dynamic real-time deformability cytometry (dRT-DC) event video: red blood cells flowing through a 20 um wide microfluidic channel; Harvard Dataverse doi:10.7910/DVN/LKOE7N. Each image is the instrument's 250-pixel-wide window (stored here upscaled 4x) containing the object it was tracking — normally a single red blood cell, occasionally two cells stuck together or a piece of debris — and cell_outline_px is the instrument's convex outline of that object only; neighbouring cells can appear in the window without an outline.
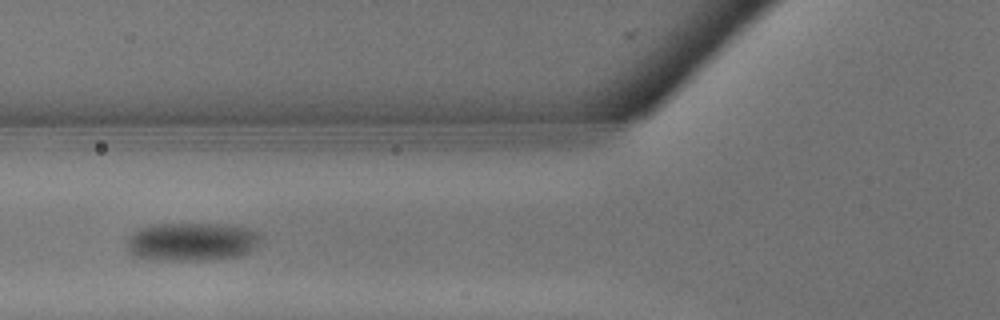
{"species": "common noctule bat (a hibernating species)", "species_latin": "Nyctalus noctula", "temperature_condition": "warm", "stored_images_in_passage": 15, "camera_frame_rate_fps": 3000, "um_per_image_px": 0.085, "animal": {"sex": "male", "body_mass_g": 13.3}, "frame": {"image": 1, "passage_image": 3, "time_ms": 0.667, "image_size_px": [1000, 320], "cell_outline_px": [[264, 236], [248, 252], [240, 256], [200, 260], [160, 260], [132, 256], [128, 252], [128, 240], [140, 228], [152, 224], [224, 224], [248, 228], [264, 232]], "centroid_in_image_um": [16.35, 20.54], "position_along_channel_um": 109.4, "area_um2": 29.94}}
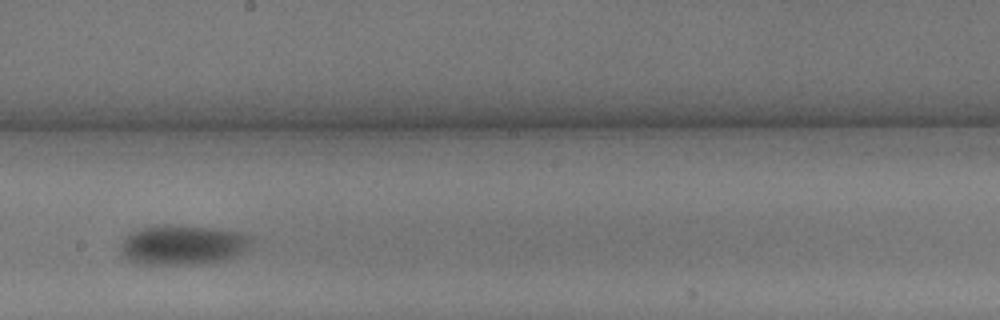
{"frame": {"image": 2, "passage_image": 8, "time_ms": 2.333, "image_size_px": [1000, 320], "cell_outline_px": [[252, 248], [236, 256], [224, 260], [196, 264], [148, 264], [128, 260], [120, 256], [120, 244], [132, 232], [144, 228], [164, 224], [168, 224], [212, 228], [240, 232], [252, 236]], "centroid_in_image_um": [15.58, 20.82], "position_along_channel_um": 232.6, "area_um2": 30.46}}
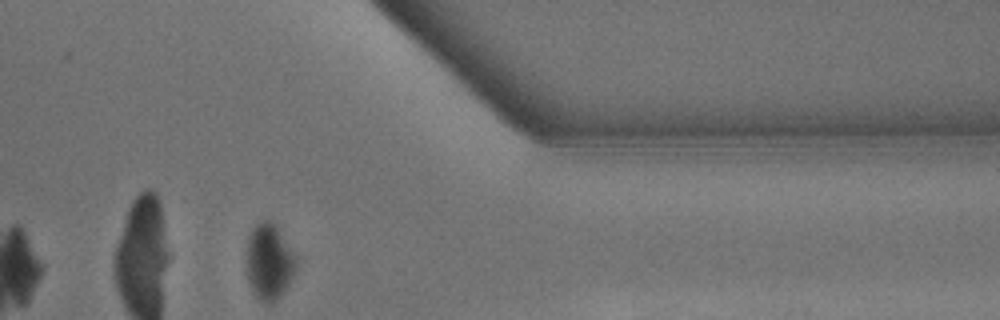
{"frame": {"image": 3, "passage_image": 15, "time_ms": 4.667, "image_size_px": [1000, 320], "cell_outline_px": [[296, 268], [288, 284], [280, 296], [272, 304], [264, 304], [252, 292], [248, 280], [244, 256], [248, 236], [252, 228], [260, 220], [272, 220], [296, 256]], "centroid_in_image_um": [22.82, 22.25], "position_along_channel_um": 388.6, "area_um2": 22.37}}